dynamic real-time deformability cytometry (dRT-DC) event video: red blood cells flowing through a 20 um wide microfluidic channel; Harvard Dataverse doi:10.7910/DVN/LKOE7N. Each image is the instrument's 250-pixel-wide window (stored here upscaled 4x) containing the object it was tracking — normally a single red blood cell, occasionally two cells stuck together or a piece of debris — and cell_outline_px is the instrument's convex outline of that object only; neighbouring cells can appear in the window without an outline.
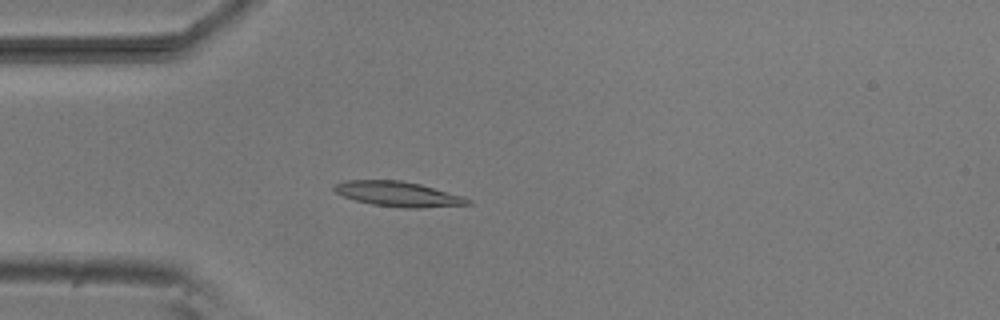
{"species": "common noctule bat (a hibernating species)", "species_latin": "Nyctalus noctula", "temperature_condition": "room temperature", "stored_images_in_passage": 52, "camera_frame_rate_fps": 3000, "um_per_image_px": 0.085, "animal": {"sex": "male", "body_mass_g": 20.5, "forearm_length_mm": 52.5}, "frame": {"image": 1, "passage_image": 14, "time_ms": 4.333, "image_size_px": [1000, 320], "cell_outline_px": [[472, 204], [420, 208], [404, 208], [372, 204], [356, 200], [344, 196], [336, 192], [332, 188], [332, 184], [344, 180], [400, 180], [420, 184], [464, 196], [472, 200]], "centroid_in_image_um": [33.85, 16.48], "position_along_channel_um": 51.2, "area_um2": 19.54}}
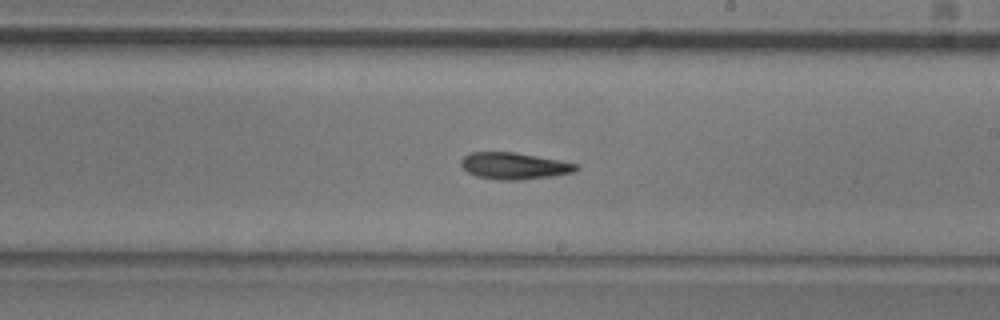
{"frame": {"image": 2, "passage_image": 30, "time_ms": 9.667, "image_size_px": [1000, 320], "cell_outline_px": [[580, 168], [572, 172], [552, 176], [520, 180], [500, 180], [476, 176], [468, 172], [460, 164], [460, 160], [464, 156], [472, 152], [516, 152], [576, 164]], "centroid_in_image_um": [43.66, 14.1], "position_along_channel_um": 245.3, "area_um2": 17.69}}
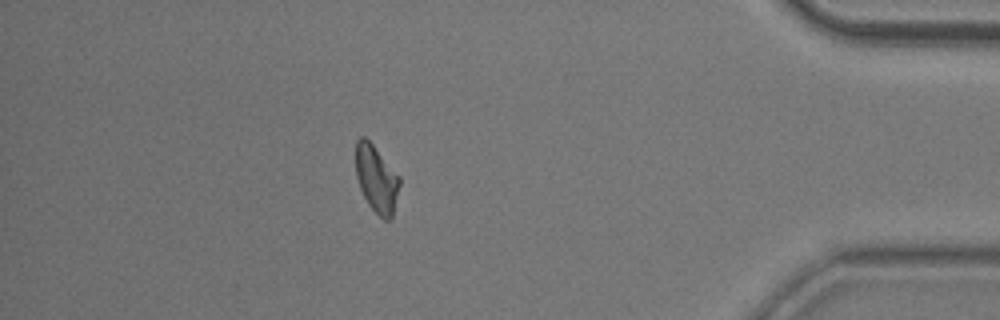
{"frame": {"image": 3, "passage_image": 46, "time_ms": 15.0, "image_size_px": [1000, 320], "cell_outline_px": [[400, 184], [392, 216], [388, 220], [384, 220], [368, 204], [360, 188], [356, 176], [356, 140], [360, 136], [364, 136], [372, 144], [400, 176]], "centroid_in_image_um": [31.99, 15.19], "position_along_channel_um": 403.2, "area_um2": 16.94}, "authors_computed_cell_mechanics": {"area_um2": 17.8024, "velocity_mm_per_s": 3.7904, "shape_relaxation_time_tau1_ms": 6.722, "shape_relaxation_time_tau2_ms": 7.4155, "deformation_change_tau1": 0.1624, "deformation_change_tau2": 0.1455}}